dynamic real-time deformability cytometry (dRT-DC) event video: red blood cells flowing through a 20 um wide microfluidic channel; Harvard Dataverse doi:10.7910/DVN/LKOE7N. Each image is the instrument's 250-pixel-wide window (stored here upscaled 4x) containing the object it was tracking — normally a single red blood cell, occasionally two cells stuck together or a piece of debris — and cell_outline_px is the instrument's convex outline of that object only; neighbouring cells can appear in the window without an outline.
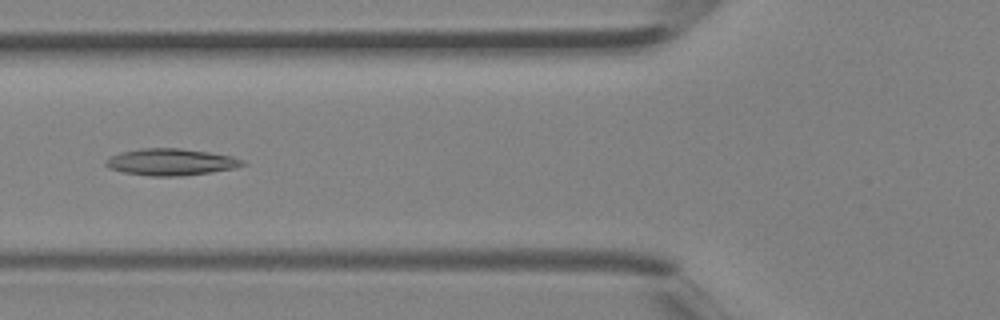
{"species": "Egyptian fruit bat (a non-hibernating species)", "species_latin": "Rousettus aegyptiacus", "temperature_condition": "room temperature", "stored_images_in_passage": 26, "camera_frame_rate_fps": 3000, "um_per_image_px": 0.085, "animal": {"sex": "female"}, "frame": {"image": 1, "passage_image": 3, "time_ms": 0.667, "image_size_px": [1000, 320], "cell_outline_px": [[248, 164], [236, 168], [180, 176], [152, 176], [124, 172], [112, 168], [104, 164], [104, 160], [120, 152], [140, 148], [180, 148], [208, 152], [232, 156], [244, 160]], "centroid_in_image_um": [14.55, 13.76], "position_along_channel_um": 111.2, "area_um2": 21.21}}
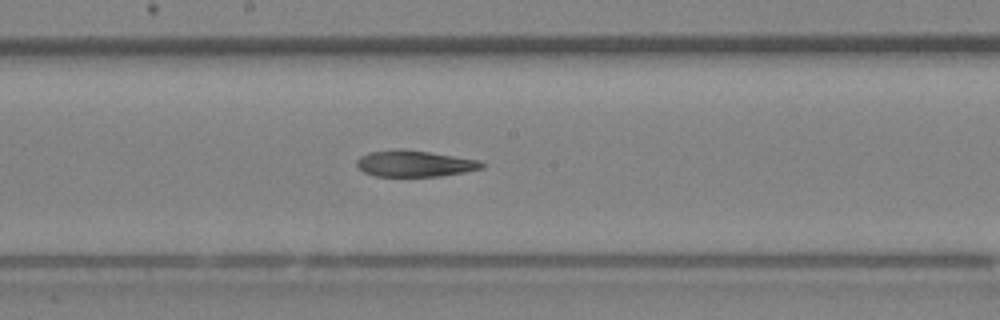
{"frame": {"image": 2, "passage_image": 9, "time_ms": 2.667, "image_size_px": [1000, 320], "cell_outline_px": [[484, 168], [464, 172], [440, 176], [376, 176], [364, 172], [356, 164], [356, 160], [360, 156], [368, 152], [396, 148], [404, 148], [480, 160], [484, 164]], "centroid_in_image_um": [35.23, 13.89], "position_along_channel_um": 213.0, "area_um2": 19.31}}
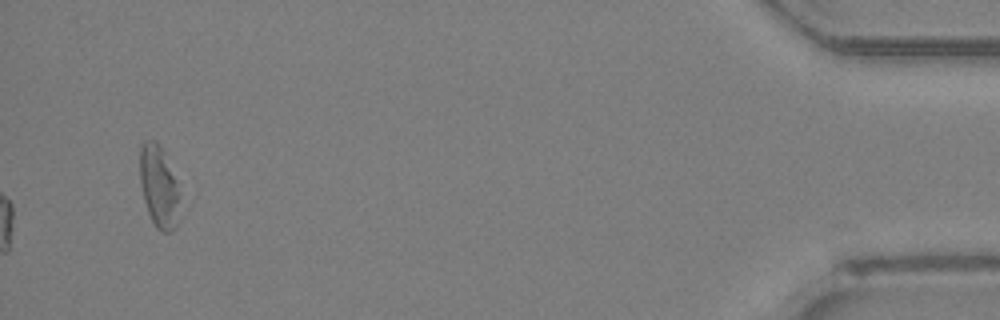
{"frame": {"image": 3, "passage_image": 26, "time_ms": 8.333, "image_size_px": [1000, 320], "cell_outline_px": [[180, 220], [176, 228], [172, 232], [160, 232], [156, 228], [148, 212], [144, 200], [140, 184], [140, 144], [144, 140], [152, 140], [160, 144], [164, 152], [176, 180]], "centroid_in_image_um": [13.5, 15.89], "position_along_channel_um": 421.7, "area_um2": 19.25}}